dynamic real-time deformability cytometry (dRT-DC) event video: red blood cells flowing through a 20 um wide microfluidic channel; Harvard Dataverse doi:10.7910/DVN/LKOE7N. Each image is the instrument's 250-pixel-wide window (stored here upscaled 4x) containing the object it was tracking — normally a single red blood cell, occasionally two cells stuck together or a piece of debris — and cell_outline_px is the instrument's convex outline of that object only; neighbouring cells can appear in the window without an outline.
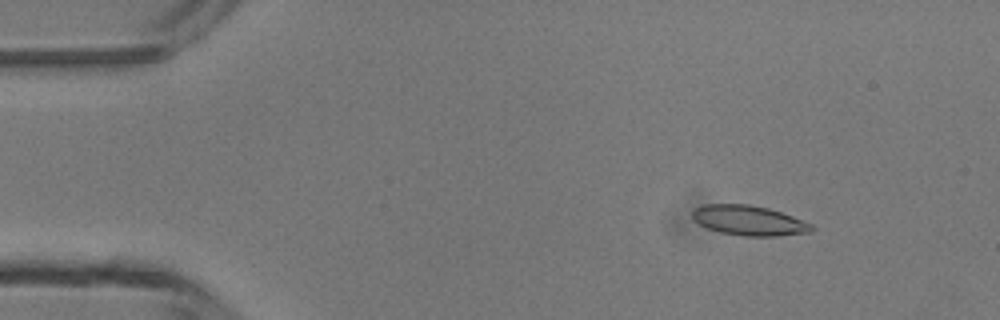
{"species": "common noctule bat (a hibernating species)", "species_latin": "Nyctalus noctula", "temperature_condition": "room temperature", "stored_images_in_passage": 4, "camera_frame_rate_fps": 3000, "um_per_image_px": 0.085, "animal": {"sex": "male", "body_mass_g": 13.3}, "frame": {"image": 1, "passage_image": 1, "time_ms": 0.0, "image_size_px": [1000, 320], "cell_outline_px": [[816, 228], [812, 232], [776, 236], [744, 236], [720, 232], [708, 228], [692, 220], [692, 208], [704, 204], [748, 204], [768, 208], [792, 216], [812, 224]], "centroid_in_image_um": [63.64, 18.74], "position_along_channel_um": 21.4, "area_um2": 20.92}}